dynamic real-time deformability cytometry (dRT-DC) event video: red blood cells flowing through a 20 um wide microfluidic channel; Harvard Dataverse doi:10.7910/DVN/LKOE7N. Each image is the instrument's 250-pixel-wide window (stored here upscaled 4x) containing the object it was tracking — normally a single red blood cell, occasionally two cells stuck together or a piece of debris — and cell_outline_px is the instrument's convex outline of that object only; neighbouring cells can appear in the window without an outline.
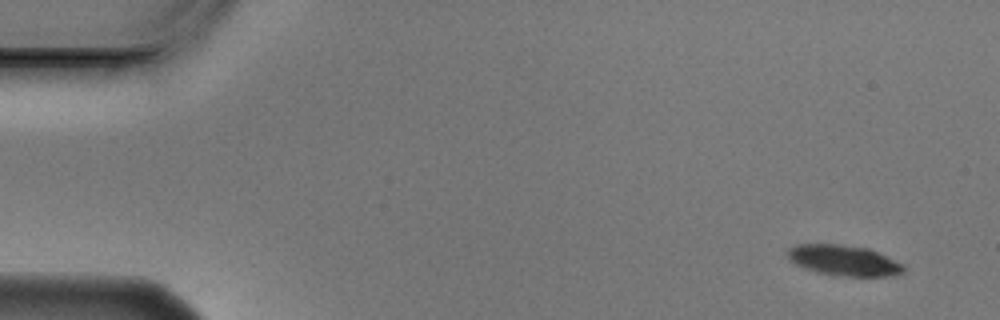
{"species": "Egyptian fruit bat (a non-hibernating species)", "species_latin": "Rousettus aegyptiacus", "temperature_condition": "cold", "stored_images_in_passage": 6, "camera_frame_rate_fps": 3000, "um_per_image_px": 0.085, "animal": {"sex": "male"}, "frame": {"image": 1, "passage_image": 1, "time_ms": 0.0, "image_size_px": [1000, 320], "cell_outline_px": [[904, 272], [892, 276], [836, 276], [816, 272], [804, 268], [788, 260], [788, 248], [796, 244], [840, 244], [868, 248], [904, 264]], "centroid_in_image_um": [71.71, 22.14], "position_along_channel_um": 13.3, "area_um2": 20.81}}
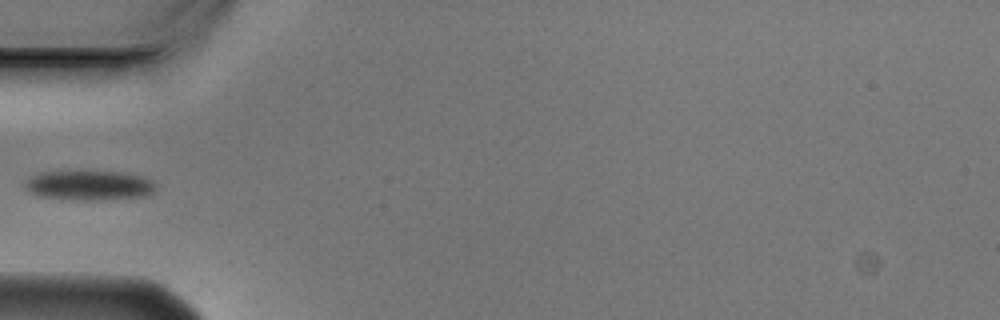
{"frame": {"image": 2, "passage_image": 5, "time_ms": 1.333, "image_size_px": [1000, 320], "cell_outline_px": [[156, 188], [152, 192], [144, 196], [96, 200], [72, 200], [36, 196], [28, 192], [24, 188], [24, 180], [40, 172], [80, 168], [120, 172], [140, 176], [152, 180], [156, 184]], "centroid_in_image_um": [7.48, 15.71], "position_along_channel_um": 77.5, "area_um2": 23.81}}
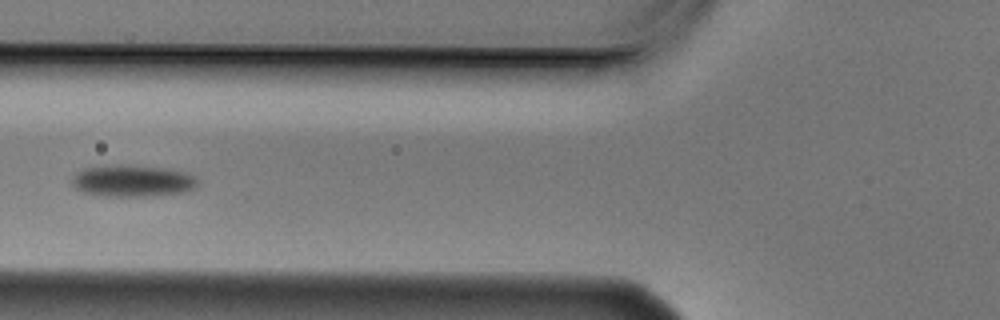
{"frame": {"image": 3, "passage_image": 6, "time_ms": 1.667, "image_size_px": [1000, 320], "cell_outline_px": [[196, 184], [192, 188], [184, 192], [144, 196], [100, 196], [84, 192], [76, 188], [72, 184], [72, 176], [76, 172], [84, 168], [172, 168], [184, 172], [192, 176], [196, 180]], "centroid_in_image_um": [11.24, 15.43], "position_along_channel_um": 114.6, "area_um2": 21.91}}